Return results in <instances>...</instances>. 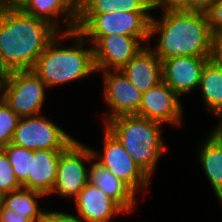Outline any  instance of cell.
Returning a JSON list of instances; mask_svg holds the SVG:
<instances>
[{"mask_svg": "<svg viewBox=\"0 0 222 222\" xmlns=\"http://www.w3.org/2000/svg\"><path fill=\"white\" fill-rule=\"evenodd\" d=\"M59 31L20 8H0V75L32 70Z\"/></svg>", "mask_w": 222, "mask_h": 222, "instance_id": "6da1fadb", "label": "cell"}, {"mask_svg": "<svg viewBox=\"0 0 222 222\" xmlns=\"http://www.w3.org/2000/svg\"><path fill=\"white\" fill-rule=\"evenodd\" d=\"M160 18L150 19V40L159 35L149 48L162 60L176 56H210L211 31L206 13L165 10Z\"/></svg>", "mask_w": 222, "mask_h": 222, "instance_id": "7a4b0ae2", "label": "cell"}, {"mask_svg": "<svg viewBox=\"0 0 222 222\" xmlns=\"http://www.w3.org/2000/svg\"><path fill=\"white\" fill-rule=\"evenodd\" d=\"M64 39H72L74 45H63ZM86 43L89 44L76 30L59 32L39 56L33 71L49 89L94 75L93 47Z\"/></svg>", "mask_w": 222, "mask_h": 222, "instance_id": "3957f363", "label": "cell"}, {"mask_svg": "<svg viewBox=\"0 0 222 222\" xmlns=\"http://www.w3.org/2000/svg\"><path fill=\"white\" fill-rule=\"evenodd\" d=\"M162 125L136 114L116 116L105 123V127L118 138L125 151L151 180L166 150Z\"/></svg>", "mask_w": 222, "mask_h": 222, "instance_id": "277c9868", "label": "cell"}, {"mask_svg": "<svg viewBox=\"0 0 222 222\" xmlns=\"http://www.w3.org/2000/svg\"><path fill=\"white\" fill-rule=\"evenodd\" d=\"M151 12H116L104 14H78L75 30L82 36L126 35L150 44ZM145 42V43H144Z\"/></svg>", "mask_w": 222, "mask_h": 222, "instance_id": "5b68a950", "label": "cell"}, {"mask_svg": "<svg viewBox=\"0 0 222 222\" xmlns=\"http://www.w3.org/2000/svg\"><path fill=\"white\" fill-rule=\"evenodd\" d=\"M48 87L32 70H17L0 77V97L19 116L42 113Z\"/></svg>", "mask_w": 222, "mask_h": 222, "instance_id": "8992f818", "label": "cell"}, {"mask_svg": "<svg viewBox=\"0 0 222 222\" xmlns=\"http://www.w3.org/2000/svg\"><path fill=\"white\" fill-rule=\"evenodd\" d=\"M91 160L93 153L90 146L73 140L59 155L56 181L49 195L75 199L89 182L86 161L88 163Z\"/></svg>", "mask_w": 222, "mask_h": 222, "instance_id": "52a82bcc", "label": "cell"}, {"mask_svg": "<svg viewBox=\"0 0 222 222\" xmlns=\"http://www.w3.org/2000/svg\"><path fill=\"white\" fill-rule=\"evenodd\" d=\"M103 151L91 148L93 159L126 184L135 194L147 192L151 179L125 151L122 143L104 127ZM140 189V190H139Z\"/></svg>", "mask_w": 222, "mask_h": 222, "instance_id": "ba28073f", "label": "cell"}, {"mask_svg": "<svg viewBox=\"0 0 222 222\" xmlns=\"http://www.w3.org/2000/svg\"><path fill=\"white\" fill-rule=\"evenodd\" d=\"M44 115L20 117L11 143L29 150H64L75 138Z\"/></svg>", "mask_w": 222, "mask_h": 222, "instance_id": "9c48e42d", "label": "cell"}, {"mask_svg": "<svg viewBox=\"0 0 222 222\" xmlns=\"http://www.w3.org/2000/svg\"><path fill=\"white\" fill-rule=\"evenodd\" d=\"M93 47L97 73L121 70L144 46L138 38L126 35L83 36Z\"/></svg>", "mask_w": 222, "mask_h": 222, "instance_id": "30bf717a", "label": "cell"}, {"mask_svg": "<svg viewBox=\"0 0 222 222\" xmlns=\"http://www.w3.org/2000/svg\"><path fill=\"white\" fill-rule=\"evenodd\" d=\"M103 76V95L106 107L103 121L120 116L136 114L140 108L143 93L135 87L121 70L100 71Z\"/></svg>", "mask_w": 222, "mask_h": 222, "instance_id": "8fae6325", "label": "cell"}, {"mask_svg": "<svg viewBox=\"0 0 222 222\" xmlns=\"http://www.w3.org/2000/svg\"><path fill=\"white\" fill-rule=\"evenodd\" d=\"M180 97L162 80L143 93L136 115L162 124L182 125L183 108Z\"/></svg>", "mask_w": 222, "mask_h": 222, "instance_id": "7c38bea8", "label": "cell"}, {"mask_svg": "<svg viewBox=\"0 0 222 222\" xmlns=\"http://www.w3.org/2000/svg\"><path fill=\"white\" fill-rule=\"evenodd\" d=\"M210 56H176L162 60V80L179 96L199 88Z\"/></svg>", "mask_w": 222, "mask_h": 222, "instance_id": "4fadbf2b", "label": "cell"}, {"mask_svg": "<svg viewBox=\"0 0 222 222\" xmlns=\"http://www.w3.org/2000/svg\"><path fill=\"white\" fill-rule=\"evenodd\" d=\"M75 200L77 213L87 222H110L126 212L102 190L88 182Z\"/></svg>", "mask_w": 222, "mask_h": 222, "instance_id": "5bb4252c", "label": "cell"}, {"mask_svg": "<svg viewBox=\"0 0 222 222\" xmlns=\"http://www.w3.org/2000/svg\"><path fill=\"white\" fill-rule=\"evenodd\" d=\"M121 71L142 93L162 81V61L147 45Z\"/></svg>", "mask_w": 222, "mask_h": 222, "instance_id": "9a60e30c", "label": "cell"}, {"mask_svg": "<svg viewBox=\"0 0 222 222\" xmlns=\"http://www.w3.org/2000/svg\"><path fill=\"white\" fill-rule=\"evenodd\" d=\"M20 9L49 22L59 32H71L76 28L78 12L66 0H26Z\"/></svg>", "mask_w": 222, "mask_h": 222, "instance_id": "2e32d148", "label": "cell"}, {"mask_svg": "<svg viewBox=\"0 0 222 222\" xmlns=\"http://www.w3.org/2000/svg\"><path fill=\"white\" fill-rule=\"evenodd\" d=\"M61 151L63 150H33L30 175L22 183V188L39 191L49 196L56 181Z\"/></svg>", "mask_w": 222, "mask_h": 222, "instance_id": "e0dca14e", "label": "cell"}, {"mask_svg": "<svg viewBox=\"0 0 222 222\" xmlns=\"http://www.w3.org/2000/svg\"><path fill=\"white\" fill-rule=\"evenodd\" d=\"M90 163L89 182L113 199L127 214L131 213L136 205V194L97 161L93 159Z\"/></svg>", "mask_w": 222, "mask_h": 222, "instance_id": "ac0fdd59", "label": "cell"}, {"mask_svg": "<svg viewBox=\"0 0 222 222\" xmlns=\"http://www.w3.org/2000/svg\"><path fill=\"white\" fill-rule=\"evenodd\" d=\"M200 143L198 160L216 197L222 193V146L211 135H206Z\"/></svg>", "mask_w": 222, "mask_h": 222, "instance_id": "d6986e66", "label": "cell"}, {"mask_svg": "<svg viewBox=\"0 0 222 222\" xmlns=\"http://www.w3.org/2000/svg\"><path fill=\"white\" fill-rule=\"evenodd\" d=\"M201 98L215 117L222 116V67L210 60L205 64L199 88Z\"/></svg>", "mask_w": 222, "mask_h": 222, "instance_id": "ffe728a7", "label": "cell"}, {"mask_svg": "<svg viewBox=\"0 0 222 222\" xmlns=\"http://www.w3.org/2000/svg\"><path fill=\"white\" fill-rule=\"evenodd\" d=\"M42 197L47 196L39 191L21 188L3 195L0 203L5 208L28 218L31 222H36L47 211L39 207V199Z\"/></svg>", "mask_w": 222, "mask_h": 222, "instance_id": "44dd1931", "label": "cell"}, {"mask_svg": "<svg viewBox=\"0 0 222 222\" xmlns=\"http://www.w3.org/2000/svg\"><path fill=\"white\" fill-rule=\"evenodd\" d=\"M123 10L126 12H152L147 0H85L78 14H104Z\"/></svg>", "mask_w": 222, "mask_h": 222, "instance_id": "7402d4cb", "label": "cell"}, {"mask_svg": "<svg viewBox=\"0 0 222 222\" xmlns=\"http://www.w3.org/2000/svg\"><path fill=\"white\" fill-rule=\"evenodd\" d=\"M1 150L7 155L17 179L22 184L30 175L33 150L17 146L11 142Z\"/></svg>", "mask_w": 222, "mask_h": 222, "instance_id": "603a6c76", "label": "cell"}, {"mask_svg": "<svg viewBox=\"0 0 222 222\" xmlns=\"http://www.w3.org/2000/svg\"><path fill=\"white\" fill-rule=\"evenodd\" d=\"M19 120L20 117L0 98V149L12 141Z\"/></svg>", "mask_w": 222, "mask_h": 222, "instance_id": "cb8c5ba5", "label": "cell"}, {"mask_svg": "<svg viewBox=\"0 0 222 222\" xmlns=\"http://www.w3.org/2000/svg\"><path fill=\"white\" fill-rule=\"evenodd\" d=\"M21 188L7 155L0 149V194L3 196Z\"/></svg>", "mask_w": 222, "mask_h": 222, "instance_id": "d4e9b609", "label": "cell"}, {"mask_svg": "<svg viewBox=\"0 0 222 222\" xmlns=\"http://www.w3.org/2000/svg\"><path fill=\"white\" fill-rule=\"evenodd\" d=\"M206 14L211 33L222 30V0H215Z\"/></svg>", "mask_w": 222, "mask_h": 222, "instance_id": "484cf974", "label": "cell"}, {"mask_svg": "<svg viewBox=\"0 0 222 222\" xmlns=\"http://www.w3.org/2000/svg\"><path fill=\"white\" fill-rule=\"evenodd\" d=\"M209 60L222 67V30L212 32L211 34V51Z\"/></svg>", "mask_w": 222, "mask_h": 222, "instance_id": "4316f807", "label": "cell"}, {"mask_svg": "<svg viewBox=\"0 0 222 222\" xmlns=\"http://www.w3.org/2000/svg\"><path fill=\"white\" fill-rule=\"evenodd\" d=\"M0 222H31L28 218L16 213L13 210L5 208L0 203Z\"/></svg>", "mask_w": 222, "mask_h": 222, "instance_id": "83f0119b", "label": "cell"}, {"mask_svg": "<svg viewBox=\"0 0 222 222\" xmlns=\"http://www.w3.org/2000/svg\"><path fill=\"white\" fill-rule=\"evenodd\" d=\"M215 0H187V11L207 13Z\"/></svg>", "mask_w": 222, "mask_h": 222, "instance_id": "f1b7e54d", "label": "cell"}, {"mask_svg": "<svg viewBox=\"0 0 222 222\" xmlns=\"http://www.w3.org/2000/svg\"><path fill=\"white\" fill-rule=\"evenodd\" d=\"M47 212L55 219V222H87L78 214L74 216L66 211L55 210H47Z\"/></svg>", "mask_w": 222, "mask_h": 222, "instance_id": "f546056e", "label": "cell"}, {"mask_svg": "<svg viewBox=\"0 0 222 222\" xmlns=\"http://www.w3.org/2000/svg\"><path fill=\"white\" fill-rule=\"evenodd\" d=\"M165 10H183L187 11V0H163L156 9Z\"/></svg>", "mask_w": 222, "mask_h": 222, "instance_id": "4dcf8cb0", "label": "cell"}, {"mask_svg": "<svg viewBox=\"0 0 222 222\" xmlns=\"http://www.w3.org/2000/svg\"><path fill=\"white\" fill-rule=\"evenodd\" d=\"M219 120L218 125L216 128L210 132V134L220 143L222 146V116L217 117Z\"/></svg>", "mask_w": 222, "mask_h": 222, "instance_id": "1f68e13d", "label": "cell"}, {"mask_svg": "<svg viewBox=\"0 0 222 222\" xmlns=\"http://www.w3.org/2000/svg\"><path fill=\"white\" fill-rule=\"evenodd\" d=\"M26 0H1V8H20Z\"/></svg>", "mask_w": 222, "mask_h": 222, "instance_id": "d6a6232c", "label": "cell"}, {"mask_svg": "<svg viewBox=\"0 0 222 222\" xmlns=\"http://www.w3.org/2000/svg\"><path fill=\"white\" fill-rule=\"evenodd\" d=\"M77 12L84 6L85 0H66Z\"/></svg>", "mask_w": 222, "mask_h": 222, "instance_id": "836d02e7", "label": "cell"}, {"mask_svg": "<svg viewBox=\"0 0 222 222\" xmlns=\"http://www.w3.org/2000/svg\"><path fill=\"white\" fill-rule=\"evenodd\" d=\"M36 222H55V219L46 211Z\"/></svg>", "mask_w": 222, "mask_h": 222, "instance_id": "e575fe53", "label": "cell"}, {"mask_svg": "<svg viewBox=\"0 0 222 222\" xmlns=\"http://www.w3.org/2000/svg\"><path fill=\"white\" fill-rule=\"evenodd\" d=\"M163 0H147L148 4L153 8V11L156 10V7L162 2Z\"/></svg>", "mask_w": 222, "mask_h": 222, "instance_id": "d590c367", "label": "cell"}, {"mask_svg": "<svg viewBox=\"0 0 222 222\" xmlns=\"http://www.w3.org/2000/svg\"><path fill=\"white\" fill-rule=\"evenodd\" d=\"M217 199H218V201L221 203V205H222V193H221V195L219 196V197H217Z\"/></svg>", "mask_w": 222, "mask_h": 222, "instance_id": "8d00e7d4", "label": "cell"}]
</instances>
